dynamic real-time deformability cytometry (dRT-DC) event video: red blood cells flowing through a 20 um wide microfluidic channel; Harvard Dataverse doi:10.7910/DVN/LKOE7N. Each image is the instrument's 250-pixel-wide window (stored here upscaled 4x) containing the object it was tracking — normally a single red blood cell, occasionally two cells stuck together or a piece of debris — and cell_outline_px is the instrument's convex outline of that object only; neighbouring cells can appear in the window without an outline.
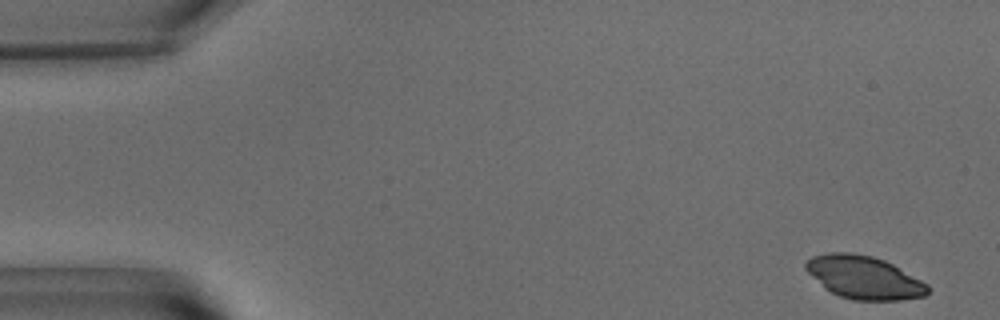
{"species": "common noctule bat (a hibernating species)", "species_latin": "Nyctalus noctula", "temperature_condition": "warm", "stored_images_in_passage": 29, "camera_frame_rate_fps": 3000, "um_per_image_px": 0.085, "animal": {"sex": "male", "body_mass_g": 15.6}, "frame": {"image": 1, "passage_image": 2, "time_ms": 0.333, "image_size_px": [1000, 320], "cell_outline_px": [[928, 292], [924, 296], [900, 300], [852, 300], [840, 296], [824, 288], [804, 268], [804, 264], [812, 256], [828, 252], [852, 252], [872, 256], [884, 260], [892, 264], [928, 284]], "centroid_in_image_um": [73.42, 23.57], "position_along_channel_um": 11.6, "area_um2": 30.4}}